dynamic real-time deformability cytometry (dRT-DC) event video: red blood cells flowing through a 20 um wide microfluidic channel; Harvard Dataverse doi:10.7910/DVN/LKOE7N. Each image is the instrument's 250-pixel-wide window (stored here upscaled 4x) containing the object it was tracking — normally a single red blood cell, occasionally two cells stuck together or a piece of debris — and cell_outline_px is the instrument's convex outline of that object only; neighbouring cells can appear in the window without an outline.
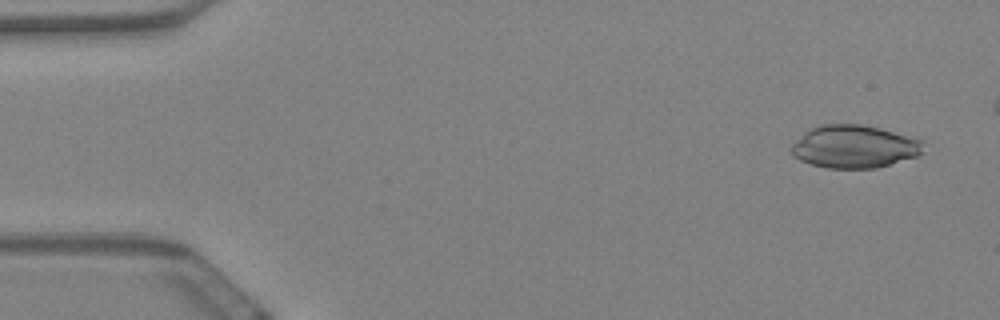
{"species": "Egyptian fruit bat (a non-hibernating species)", "species_latin": "Rousettus aegyptiacus", "temperature_condition": "warm", "stored_images_in_passage": 54, "camera_frame_rate_fps": 3000, "um_per_image_px": 0.085, "animal": {"sex": "female"}, "frame": {"image": 1, "passage_image": 3, "time_ms": 0.667, "image_size_px": [1000, 320], "cell_outline_px": [[924, 152], [916, 156], [876, 168], [828, 168], [812, 164], [800, 160], [792, 156], [792, 144], [808, 128], [820, 124], [860, 124], [920, 136], [924, 140]], "centroid_in_image_um": [72.68, 12.43], "position_along_channel_um": 12.3, "area_um2": 33.52}}
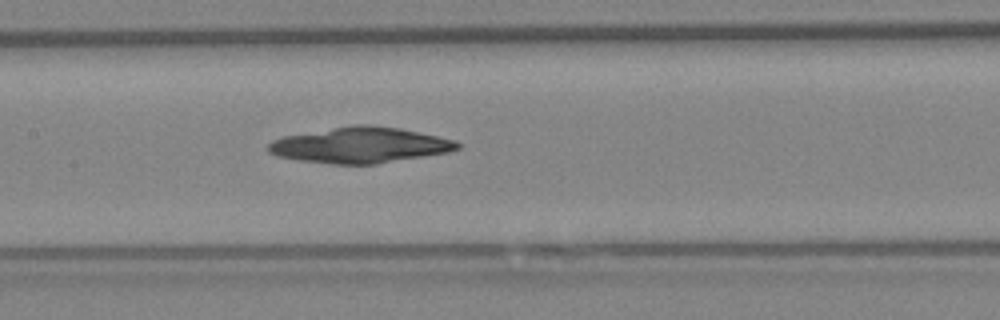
{"frame": {"image": 2, "passage_image": 28, "time_ms": 9.0, "image_size_px": [1000, 320], "cell_outline_px": [[460, 148], [448, 152], [376, 164], [332, 164], [300, 160], [276, 156], [268, 152], [268, 144], [272, 140], [284, 136], [356, 124], [372, 124], [400, 128], [456, 140], [460, 144]], "centroid_in_image_um": [30.61, 12.33], "position_along_channel_um": 176.8, "area_um2": 39.25}}
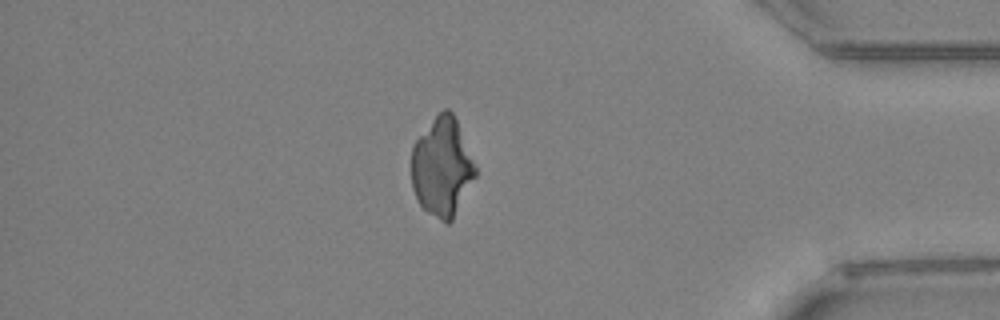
{"frame": {"image": 3, "passage_image": 50, "time_ms": 16.333, "image_size_px": [1000, 320], "cell_outline_px": [[476, 176], [452, 220], [448, 224], [440, 220], [428, 212], [420, 204], [412, 188], [412, 148], [416, 140], [432, 120], [444, 108], [448, 108], [452, 112], [456, 120], [476, 168]], "centroid_in_image_um": [37.57, 14.21], "position_along_channel_um": 397.6, "area_um2": 36.13}}